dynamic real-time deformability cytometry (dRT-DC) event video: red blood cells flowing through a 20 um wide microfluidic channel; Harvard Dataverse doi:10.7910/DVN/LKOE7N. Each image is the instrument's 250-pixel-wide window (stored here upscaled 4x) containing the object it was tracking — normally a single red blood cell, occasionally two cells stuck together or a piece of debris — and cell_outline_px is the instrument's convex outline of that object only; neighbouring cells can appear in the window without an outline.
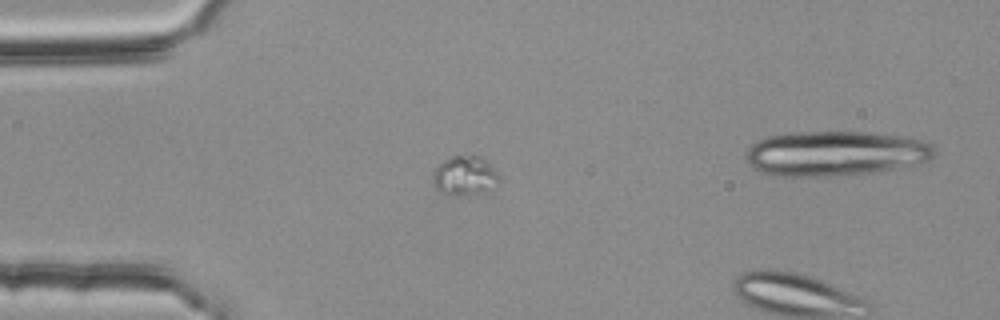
{"species": "common noctule bat (a hibernating species)", "species_latin": "Nyctalus noctula", "temperature_condition": "room temperature", "stored_images_in_passage": 4, "camera_frame_rate_fps": 3000, "um_per_image_px": 0.085, "animal": {"sex": "female", "body_mass_g": 25.1}, "frame": {"image": 1, "passage_image": 1, "time_ms": 0.0, "image_size_px": [1000, 320], "cell_outline_px": [[500, 184], [476, 192], [440, 192], [436, 188], [432, 180], [432, 176], [436, 168], [448, 156], [460, 152], [464, 152], [480, 156], [488, 160], [500, 176]], "centroid_in_image_um": [39.53, 14.79], "position_along_channel_um": 45.5, "area_um2": 15.09}}